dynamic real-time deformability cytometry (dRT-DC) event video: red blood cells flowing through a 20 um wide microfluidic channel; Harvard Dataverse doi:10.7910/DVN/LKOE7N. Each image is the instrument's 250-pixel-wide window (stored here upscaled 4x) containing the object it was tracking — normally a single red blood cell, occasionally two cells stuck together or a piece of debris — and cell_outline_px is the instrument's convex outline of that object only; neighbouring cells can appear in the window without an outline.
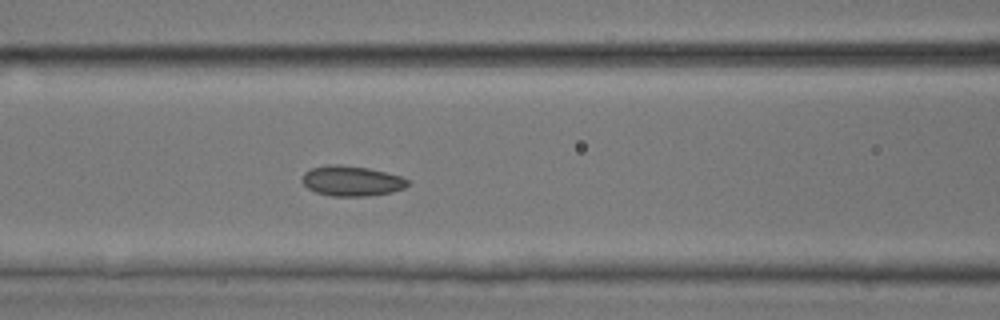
{"species": "common noctule bat (a hibernating species)", "species_latin": "Nyctalus noctula", "temperature_condition": "room temperature", "stored_images_in_passage": 31, "camera_frame_rate_fps": 3000, "um_per_image_px": 0.085, "animal": {"sex": "male", "body_mass_g": 17.9, "forearm_length_mm": 54.2}, "frame": {"image": 1, "passage_image": 19, "time_ms": 6.0, "image_size_px": [1000, 320], "cell_outline_px": [[408, 184], [404, 188], [392, 192], [368, 196], [332, 196], [316, 192], [308, 188], [300, 180], [304, 172], [312, 168], [328, 164], [340, 164], [368, 168], [400, 176], [408, 180]], "centroid_in_image_um": [29.85, 15.38], "position_along_channel_um": 136.7, "area_um2": 18.55}}
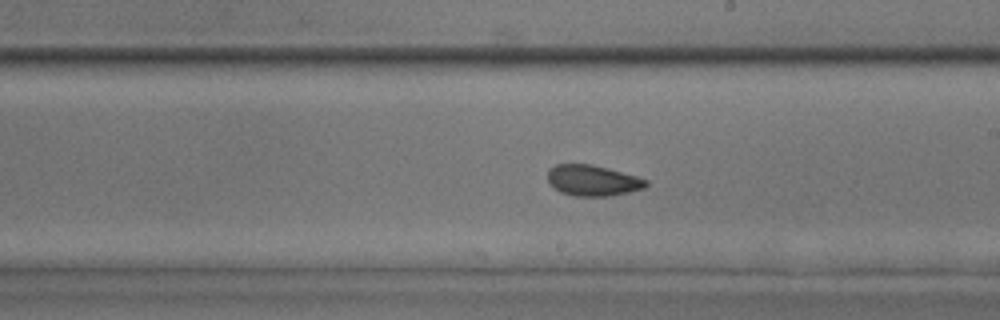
{"frame": {"image": 2, "passage_image": 26, "time_ms": 8.333, "image_size_px": [1000, 320], "cell_outline_px": [[648, 184], [644, 188], [612, 196], [576, 196], [560, 192], [548, 184], [548, 168], [556, 164], [592, 164], [608, 168], [636, 176], [648, 180]], "centroid_in_image_um": [50.35, 15.34], "position_along_channel_um": 238.6, "area_um2": 17.8}}